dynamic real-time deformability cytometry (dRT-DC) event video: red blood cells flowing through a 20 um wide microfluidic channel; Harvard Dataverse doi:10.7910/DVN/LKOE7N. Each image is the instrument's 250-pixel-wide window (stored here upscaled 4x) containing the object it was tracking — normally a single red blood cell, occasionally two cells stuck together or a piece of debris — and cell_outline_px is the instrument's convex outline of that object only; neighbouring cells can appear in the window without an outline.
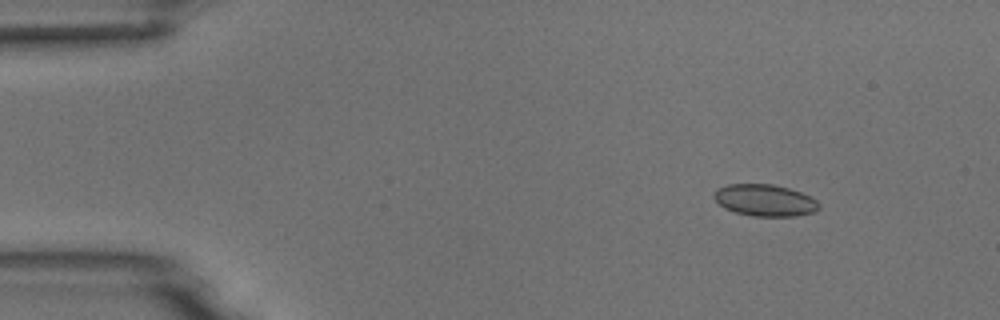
{"species": "common noctule bat (a hibernating species)", "species_latin": "Nyctalus noctula", "temperature_condition": "room temperature", "stored_images_in_passage": 4, "camera_frame_rate_fps": 3000, "um_per_image_px": 0.085, "animal": {"sex": "male", "body_mass_g": 18.8}, "frame": {"image": 1, "passage_image": 2, "time_ms": 1.333, "image_size_px": [1000, 320], "cell_outline_px": [[820, 208], [812, 212], [796, 216], [752, 216], [736, 212], [724, 208], [712, 196], [716, 188], [728, 184], [772, 184], [788, 188], [800, 192], [816, 200], [820, 204]], "centroid_in_image_um": [64.99, 17.02], "position_along_channel_um": 20.0, "area_um2": 19.36}}